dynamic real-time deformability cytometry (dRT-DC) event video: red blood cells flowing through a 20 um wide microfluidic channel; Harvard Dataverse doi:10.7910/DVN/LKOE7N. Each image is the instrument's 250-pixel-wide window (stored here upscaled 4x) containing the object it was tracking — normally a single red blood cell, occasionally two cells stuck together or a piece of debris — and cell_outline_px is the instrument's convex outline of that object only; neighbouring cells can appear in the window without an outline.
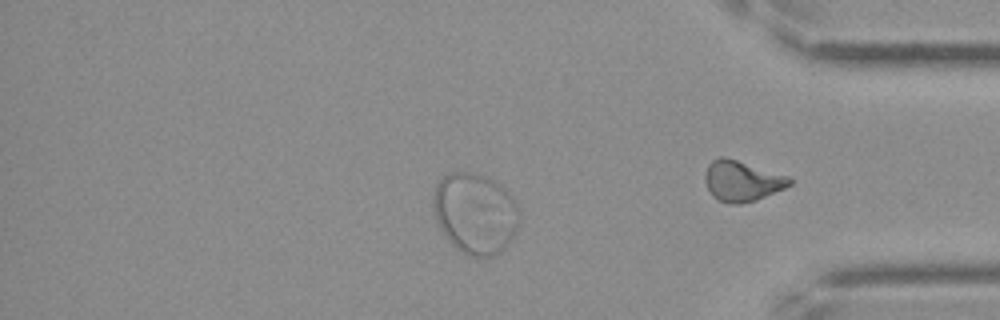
{"species": "Egyptian fruit bat (a non-hibernating species)", "species_latin": "Rousettus aegyptiacus", "temperature_condition": "cold", "stored_images_in_passage": 44, "segment_of_instrument_passage": [2, 2], "camera_frame_rate_fps": 3000, "um_per_image_px": 0.085, "frame": {"image": 1, "passage_image": 34, "time_ms": 11.0, "image_size_px": [1000, 320], "cell_outline_px": [[520, 220], [508, 244], [500, 252], [492, 256], [468, 256], [460, 252], [448, 240], [440, 228], [436, 220], [432, 204], [436, 184], [440, 176], [448, 172], [472, 172], [484, 176], [492, 180], [504, 188], [512, 196], [520, 212]], "centroid_in_image_um": [40.36, 18.12], "position_along_channel_um": 394.8, "area_um2": 40.75}}